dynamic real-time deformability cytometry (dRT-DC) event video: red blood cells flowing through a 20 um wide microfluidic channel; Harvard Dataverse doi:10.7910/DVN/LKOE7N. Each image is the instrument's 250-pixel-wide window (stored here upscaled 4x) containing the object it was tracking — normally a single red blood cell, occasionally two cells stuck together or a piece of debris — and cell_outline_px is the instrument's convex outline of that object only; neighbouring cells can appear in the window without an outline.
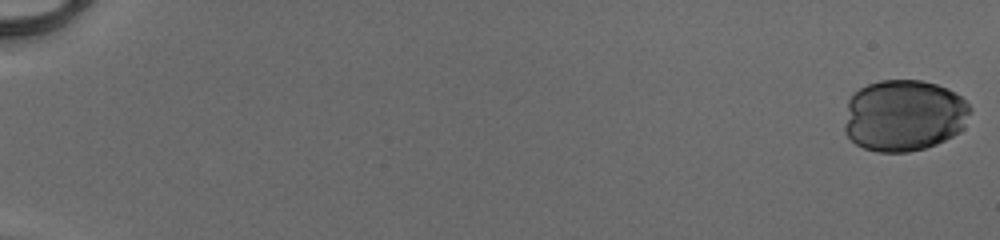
{"species": "human", "species_latin": "Homo sapiens", "temperature_condition": "cold", "stored_images_in_passage": 53, "camera_frame_rate_fps": 3000, "um_per_image_px": 0.085, "donor": {"sex": "male"}, "frame": {"image": 1, "passage_image": 1, "time_ms": 0.0, "image_size_px": [1000, 240], "cell_outline_px": [[972, 108], [964, 128], [952, 136], [936, 144], [924, 148], [908, 152], [880, 152], [864, 148], [856, 144], [844, 132], [844, 124], [848, 100], [860, 88], [868, 84], [880, 80], [920, 80], [936, 84], [948, 88], [956, 92]], "centroid_in_image_um": [76.84, 9.81], "position_along_channel_um": 8.2, "area_um2": 52.66}}
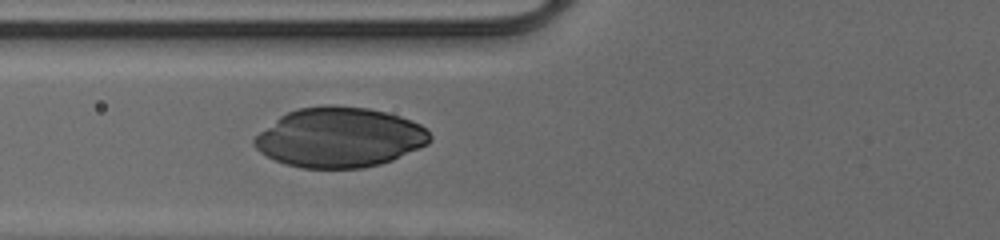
{"frame": {"image": 2, "passage_image": 23, "time_ms": 7.333, "image_size_px": [1000, 240], "cell_outline_px": [[432, 140], [428, 144], [420, 148], [392, 160], [380, 164], [360, 168], [304, 168], [284, 164], [260, 152], [252, 144], [252, 140], [260, 132], [280, 116], [288, 112], [300, 108], [328, 104], [368, 108], [388, 112], [412, 120], [420, 124], [432, 136]], "centroid_in_image_um": [28.88, 11.67], "position_along_channel_um": 96.9, "area_um2": 61.33}}
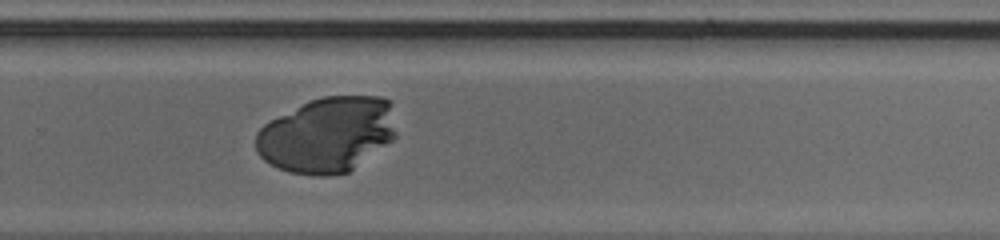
{"frame": {"image": 3, "passage_image": 38, "time_ms": 12.333, "image_size_px": [1000, 240], "cell_outline_px": [[396, 136], [392, 140], [348, 172], [324, 176], [320, 176], [288, 172], [264, 160], [256, 152], [256, 132], [264, 124], [312, 100], [324, 96], [380, 96], [392, 100], [396, 132]], "centroid_in_image_um": [27.85, 11.45], "position_along_channel_um": 301.9, "area_um2": 61.44}}